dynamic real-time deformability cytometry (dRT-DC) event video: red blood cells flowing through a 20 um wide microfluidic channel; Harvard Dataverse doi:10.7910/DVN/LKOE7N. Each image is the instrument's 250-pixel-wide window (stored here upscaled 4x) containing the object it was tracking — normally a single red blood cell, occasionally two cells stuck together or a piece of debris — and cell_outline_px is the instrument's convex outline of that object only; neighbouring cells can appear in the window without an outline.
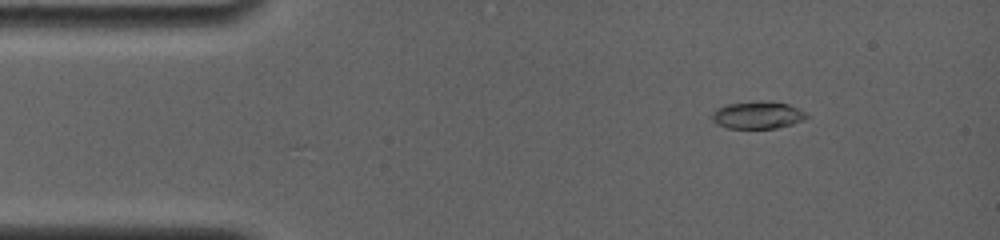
{"species": "common noctule bat (a hibernating species)", "species_latin": "Nyctalus noctula", "temperature_condition": "room temperature", "stored_images_in_passage": 28, "camera_frame_rate_fps": 4000, "um_per_image_px": 0.085, "animal": {"sex": "female", "body_mass_g": 19.0, "forearm_length_mm": 56.7}, "frame": {"image": 1, "passage_image": 2, "time_ms": 0.5, "image_size_px": [1000, 240], "cell_outline_px": [[808, 116], [804, 120], [792, 124], [776, 128], [728, 128], [712, 120], [712, 112], [716, 108], [728, 104], [752, 100], [788, 104], [808, 112]], "centroid_in_image_um": [64.42, 9.77], "position_along_channel_um": 20.6, "area_um2": 15.09}}
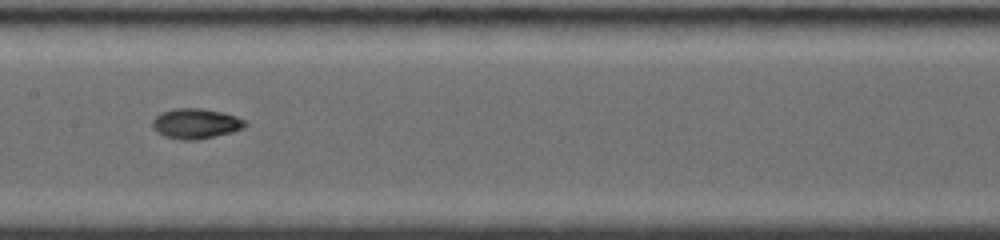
{"frame": {"image": 2, "passage_image": 13, "time_ms": 6.75, "image_size_px": [1000, 240], "cell_outline_px": [[248, 124], [244, 128], [232, 132], [196, 140], [180, 140], [164, 136], [156, 132], [152, 128], [152, 120], [160, 112], [176, 108], [200, 108], [220, 112], [236, 116], [248, 120]], "centroid_in_image_um": [16.64, 10.51], "position_along_channel_um": 190.8, "area_um2": 16.47}}
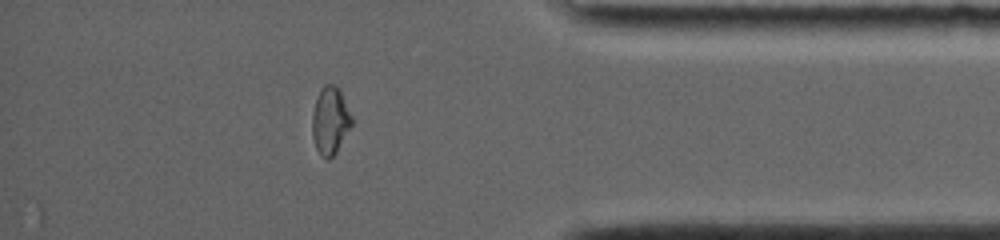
{"frame": {"image": 3, "passage_image": 24, "time_ms": 12.75, "image_size_px": [1000, 240], "cell_outline_px": [[352, 124], [336, 152], [328, 160], [316, 148], [312, 136], [312, 112], [320, 88], [324, 84], [332, 84], [340, 88], [352, 116]], "centroid_in_image_um": [28.07, 10.2], "position_along_channel_um": 407.1, "area_um2": 15.49}, "authors_computed_cell_mechanics": {"area_um2": 15.3748, "velocity_mm_per_s": 3.8268, "shape_relaxation_time_tau1_ms": 9.8275, "shape_relaxation_time_tau2_ms": 2.5777, "deformation_change_tau1": 0.3176, "deformation_change_tau2": 0.0395}}